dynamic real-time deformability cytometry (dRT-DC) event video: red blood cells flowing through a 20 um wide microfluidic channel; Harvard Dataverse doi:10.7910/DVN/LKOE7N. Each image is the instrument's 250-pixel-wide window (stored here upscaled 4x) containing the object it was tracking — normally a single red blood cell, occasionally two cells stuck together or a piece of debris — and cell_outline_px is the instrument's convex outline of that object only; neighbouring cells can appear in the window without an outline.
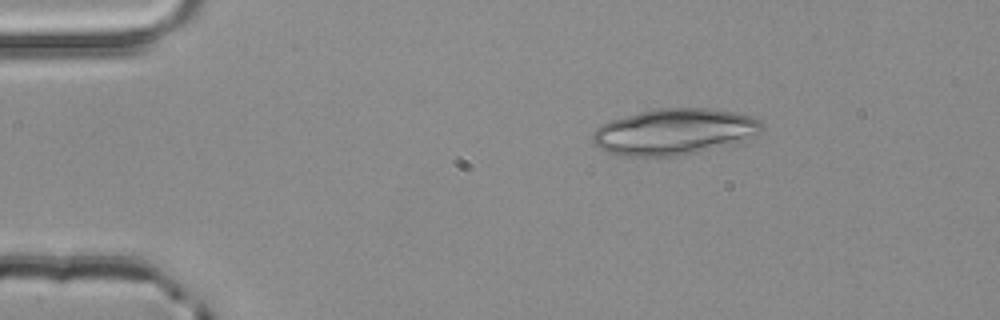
{"species": "common noctule bat (a hibernating species)", "species_latin": "Nyctalus noctula", "temperature_condition": "room temperature", "stored_images_in_passage": 2, "camera_frame_rate_fps": 3000, "um_per_image_px": 0.085, "animal": {"sex": "male", "body_mass_g": 20.4}, "frame": {"image": 1, "passage_image": 1, "time_ms": 0.0, "image_size_px": [1000, 320], "cell_outline_px": [[764, 128], [756, 136], [732, 144], [696, 152], [672, 156], [624, 156], [604, 152], [592, 140], [592, 132], [600, 124], [612, 120], [640, 112], [656, 108], [708, 108], [732, 112], [748, 116], [760, 120], [764, 124]], "centroid_in_image_um": [57.3, 11.2], "position_along_channel_um": 27.7, "area_um2": 45.37}}